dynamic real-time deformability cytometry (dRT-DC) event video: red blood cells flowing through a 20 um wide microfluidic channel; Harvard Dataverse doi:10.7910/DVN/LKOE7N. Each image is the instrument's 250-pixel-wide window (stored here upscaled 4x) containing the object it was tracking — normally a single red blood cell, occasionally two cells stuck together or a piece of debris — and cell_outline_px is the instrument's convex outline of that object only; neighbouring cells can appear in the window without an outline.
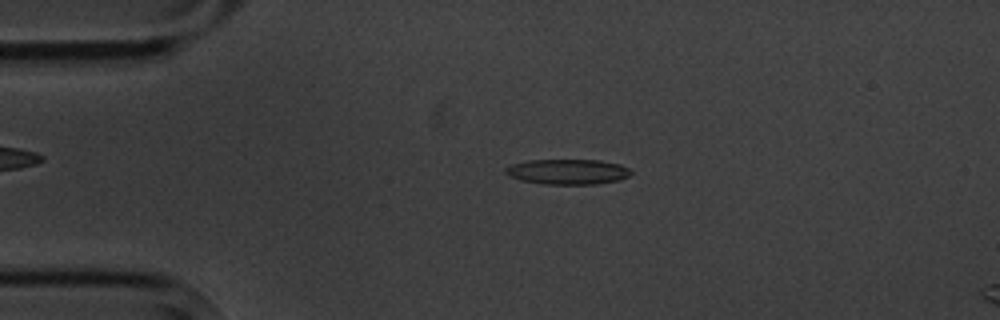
{"species": "common noctule bat (a hibernating species)", "species_latin": "Nyctalus noctula", "temperature_condition": "cold", "stored_images_in_passage": 4, "camera_frame_rate_fps": 3000, "um_per_image_px": 0.085, "animal": {"sex": "male", "body_mass_g": 20.1, "forearm_length_mm": 53.5}, "frame": {"image": 1, "passage_image": 3, "time_ms": 2.333, "image_size_px": [1000, 320], "cell_outline_px": [[632, 172], [628, 176], [620, 180], [596, 184], [544, 184], [520, 180], [508, 176], [504, 172], [504, 168], [512, 164], [528, 160], [600, 160], [620, 164], [628, 168]], "centroid_in_image_um": [48.23, 14.6], "position_along_channel_um": 36.8, "area_um2": 18.55}}